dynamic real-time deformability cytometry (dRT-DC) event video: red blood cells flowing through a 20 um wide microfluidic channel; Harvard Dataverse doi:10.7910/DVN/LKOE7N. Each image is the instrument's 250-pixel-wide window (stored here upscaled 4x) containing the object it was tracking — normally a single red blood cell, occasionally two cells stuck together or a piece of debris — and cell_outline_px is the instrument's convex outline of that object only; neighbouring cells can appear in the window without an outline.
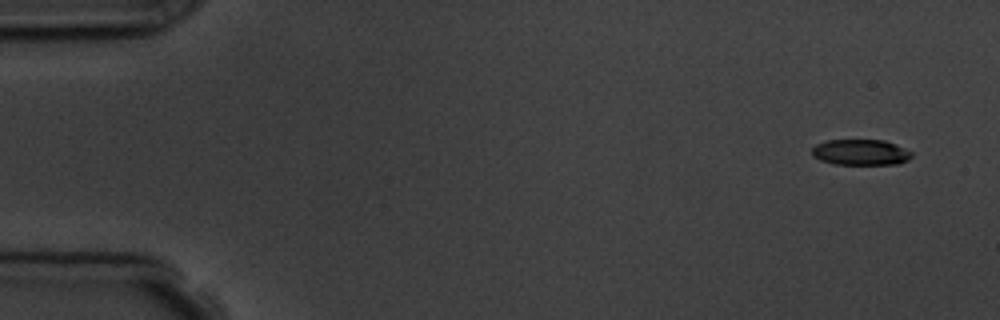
{"species": "common noctule bat (a hibernating species)", "species_latin": "Nyctalus noctula", "temperature_condition": "room temperature", "stored_images_in_passage": 6, "camera_frame_rate_fps": 3000, "um_per_image_px": 0.085, "animal": {"sex": "male", "body_mass_g": 19.5, "forearm_length_mm": 54.6}, "frame": {"image": 1, "passage_image": 1, "time_ms": 0.0, "image_size_px": [1000, 320], "cell_outline_px": [[912, 156], [908, 160], [896, 164], [832, 164], [820, 160], [812, 156], [812, 148], [816, 144], [824, 140], [884, 140], [896, 144], [912, 152]], "centroid_in_image_um": [73.13, 12.94], "position_along_channel_um": 11.9, "area_um2": 15.09}}
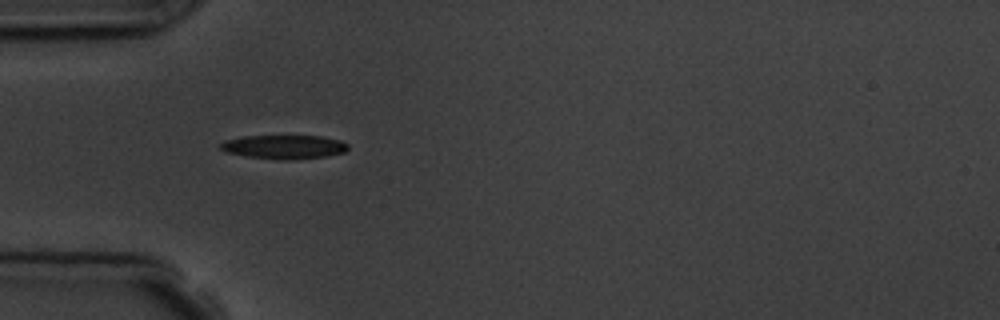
{"frame": {"image": 2, "passage_image": 5, "time_ms": 4.667, "image_size_px": [1000, 320], "cell_outline_px": [[348, 148], [344, 152], [328, 156], [292, 160], [276, 160], [248, 156], [224, 152], [220, 148], [220, 144], [224, 140], [244, 136], [320, 136], [340, 140], [348, 144]], "centroid_in_image_um": [24.14, 12.49], "position_along_channel_um": 60.9, "area_um2": 17.86}}